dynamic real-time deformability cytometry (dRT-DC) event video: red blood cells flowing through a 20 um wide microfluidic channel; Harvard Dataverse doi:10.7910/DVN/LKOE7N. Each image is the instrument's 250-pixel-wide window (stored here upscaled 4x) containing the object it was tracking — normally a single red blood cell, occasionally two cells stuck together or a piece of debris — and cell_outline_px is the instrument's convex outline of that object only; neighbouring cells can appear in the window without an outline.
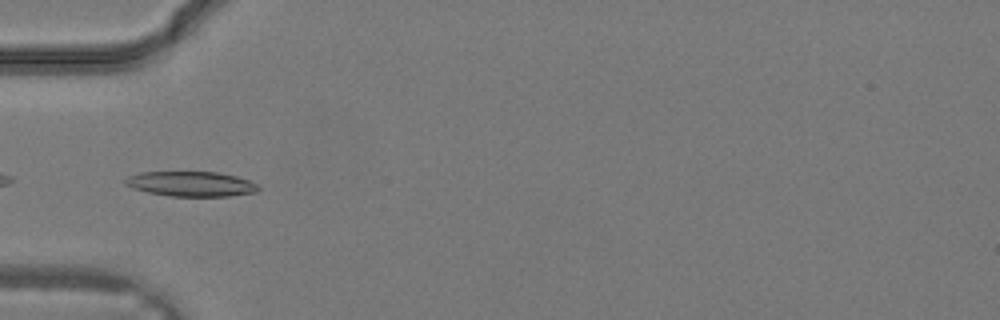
{"species": "common noctule bat (a hibernating species)", "species_latin": "Nyctalus noctula", "temperature_condition": "warm", "stored_images_in_passage": 31, "camera_frame_rate_fps": 3000, "um_per_image_px": 0.085, "animal": {"sex": "male", "body_mass_g": 19.2, "forearm_length_mm": 51.8}, "frame": {"image": 1, "passage_image": 10, "time_ms": 3.0, "image_size_px": [1000, 320], "cell_outline_px": [[260, 188], [256, 192], [228, 196], [168, 196], [148, 192], [132, 188], [124, 184], [124, 180], [128, 176], [140, 172], [216, 172], [236, 176], [248, 180], [256, 184]], "centroid_in_image_um": [16.21, 15.63], "position_along_channel_um": 68.8, "area_um2": 19.31}}
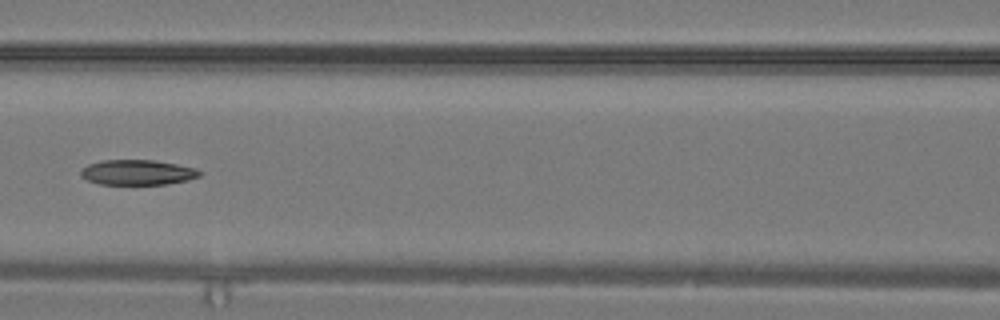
{"frame": {"image": 2, "passage_image": 14, "time_ms": 4.333, "image_size_px": [1000, 320], "cell_outline_px": [[204, 172], [200, 176], [188, 180], [168, 184], [100, 184], [88, 180], [80, 176], [80, 168], [88, 164], [100, 160], [152, 160], [176, 164], [196, 168]], "centroid_in_image_um": [11.68, 14.65], "position_along_channel_um": 154.9, "area_um2": 17.57}}
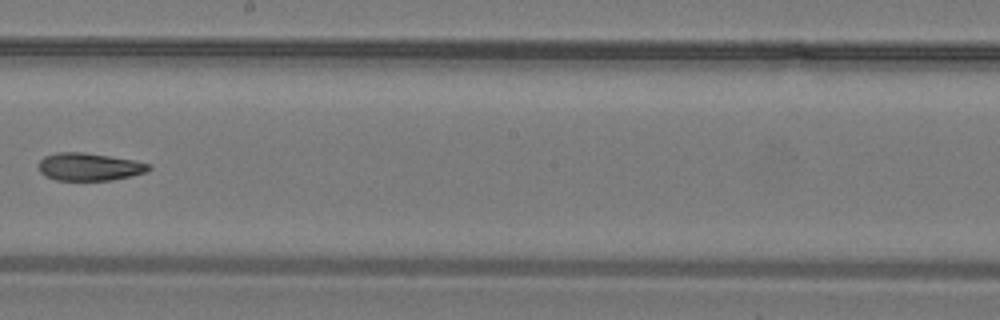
{"frame": {"image": 3, "passage_image": 18, "time_ms": 5.667, "image_size_px": [1000, 320], "cell_outline_px": [[152, 168], [144, 172], [132, 176], [112, 180], [56, 180], [44, 176], [40, 172], [40, 160], [44, 156], [60, 152], [84, 152], [136, 160], [152, 164]], "centroid_in_image_um": [7.62, 14.17], "position_along_channel_um": 240.6, "area_um2": 17.86}}